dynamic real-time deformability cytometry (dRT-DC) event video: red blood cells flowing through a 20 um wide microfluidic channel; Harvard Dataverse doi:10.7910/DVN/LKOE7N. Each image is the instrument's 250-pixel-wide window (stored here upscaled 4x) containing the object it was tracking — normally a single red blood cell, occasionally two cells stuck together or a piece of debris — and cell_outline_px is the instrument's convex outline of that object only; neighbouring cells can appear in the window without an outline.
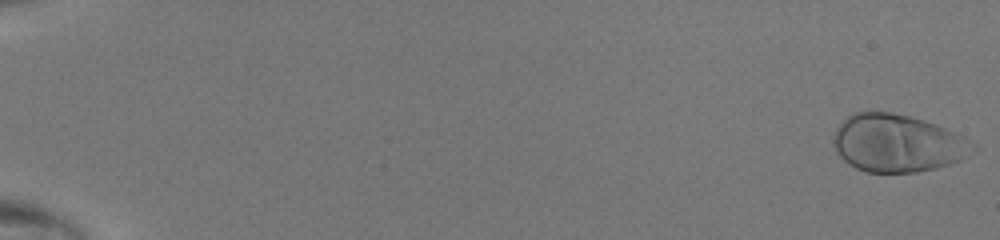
{"species": "human", "species_latin": "Homo sapiens", "temperature_condition": "room temperature", "stored_images_in_passage": 50, "camera_frame_rate_fps": 3000, "um_per_image_px": 0.085, "donor": {"sex": "male"}, "frame": {"image": 1, "passage_image": 2, "time_ms": 0.333, "image_size_px": [1000, 240], "cell_outline_px": [[960, 160], [948, 164], [916, 172], [868, 172], [856, 168], [844, 160], [840, 156], [832, 140], [836, 128], [852, 112], [892, 112], [924, 120], [936, 124], [952, 132]], "centroid_in_image_um": [75.95, 12.15], "position_along_channel_um": 9.1, "area_um2": 43.87}}
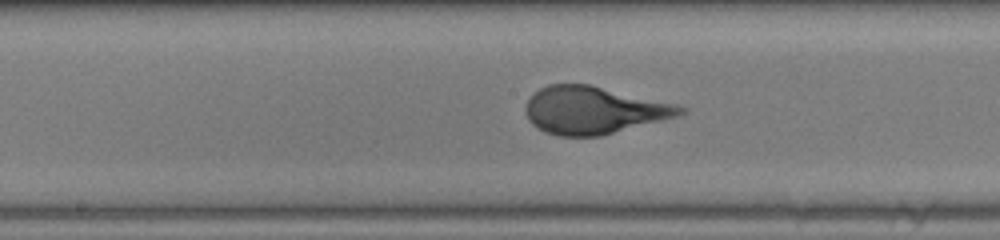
{"frame": {"image": 2, "passage_image": 29, "time_ms": 9.333, "image_size_px": [1000, 240], "cell_outline_px": [[688, 108], [684, 112], [676, 116], [600, 136], [556, 136], [544, 132], [532, 124], [528, 120], [524, 108], [528, 100], [540, 88], [548, 84], [588, 84], [676, 104]], "centroid_in_image_um": [50.41, 9.37], "position_along_channel_um": 197.8, "area_um2": 42.37}}
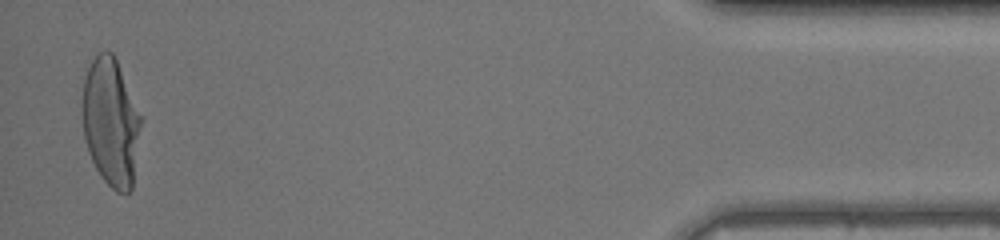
{"frame": {"image": 3, "passage_image": 49, "time_ms": 16.0, "image_size_px": [1000, 240], "cell_outline_px": [[144, 120], [132, 188], [128, 192], [116, 192], [100, 176], [88, 152], [84, 136], [80, 108], [80, 104], [84, 76], [96, 52], [112, 52], [144, 116]], "centroid_in_image_um": [9.44, 10.36], "position_along_channel_um": 425.8, "area_um2": 45.08}}